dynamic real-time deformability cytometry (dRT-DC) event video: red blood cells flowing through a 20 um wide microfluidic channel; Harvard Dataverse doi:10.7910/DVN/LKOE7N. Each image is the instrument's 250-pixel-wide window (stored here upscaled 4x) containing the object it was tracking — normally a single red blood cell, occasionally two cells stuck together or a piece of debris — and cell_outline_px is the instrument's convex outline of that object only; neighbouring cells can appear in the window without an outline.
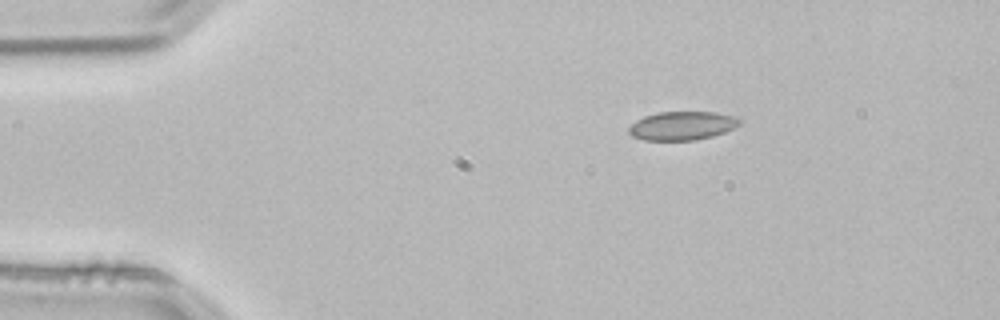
{"species": "common noctule bat (a hibernating species)", "species_latin": "Nyctalus noctula", "temperature_condition": "room temperature", "stored_images_in_passage": 2, "camera_frame_rate_fps": 3000, "um_per_image_px": 0.085, "animal": {"sex": "male", "body_mass_g": 21.5, "forearm_length_mm": 52.0}, "frame": {"image": 1, "passage_image": 1, "time_ms": 0.0, "image_size_px": [1000, 320], "cell_outline_px": [[744, 120], [740, 124], [724, 132], [712, 136], [696, 140], [644, 140], [632, 136], [628, 132], [628, 128], [636, 120], [644, 116], [656, 112], [716, 112], [736, 116]], "centroid_in_image_um": [58.0, 10.68], "position_along_channel_um": 27.0, "area_um2": 18.61}}